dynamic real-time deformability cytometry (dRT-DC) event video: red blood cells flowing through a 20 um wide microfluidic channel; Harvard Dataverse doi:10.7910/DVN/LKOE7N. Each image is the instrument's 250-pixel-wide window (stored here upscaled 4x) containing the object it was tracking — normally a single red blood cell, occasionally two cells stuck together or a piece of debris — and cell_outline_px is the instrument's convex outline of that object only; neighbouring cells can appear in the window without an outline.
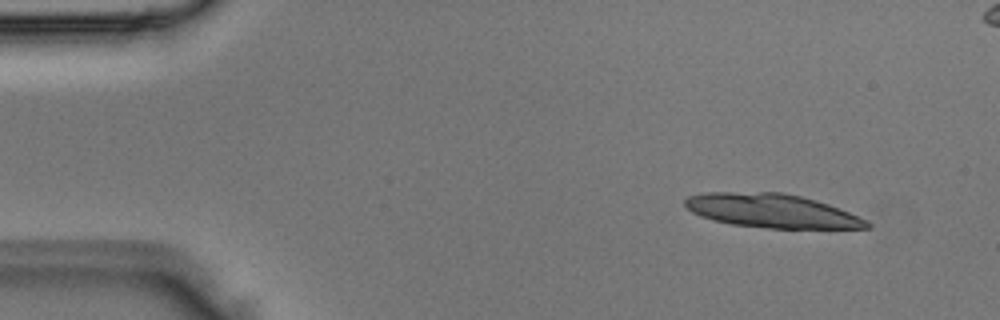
{"species": "Egyptian fruit bat (a non-hibernating species)", "species_latin": "Rousettus aegyptiacus", "temperature_condition": "room temperature", "stored_images_in_passage": 3, "camera_frame_rate_fps": 3000, "um_per_image_px": 0.085, "animal": {"sex": "male"}, "frame": {"image": 1, "passage_image": 1, "time_ms": 0.0, "image_size_px": [1000, 320], "cell_outline_px": [[872, 228], [768, 228], [732, 224], [712, 220], [700, 216], [692, 212], [684, 204], [684, 200], [688, 196], [704, 192], [784, 192], [816, 200], [840, 208], [868, 220], [872, 224]], "centroid_in_image_um": [65.61, 17.91], "position_along_channel_um": 19.4, "area_um2": 35.95}}